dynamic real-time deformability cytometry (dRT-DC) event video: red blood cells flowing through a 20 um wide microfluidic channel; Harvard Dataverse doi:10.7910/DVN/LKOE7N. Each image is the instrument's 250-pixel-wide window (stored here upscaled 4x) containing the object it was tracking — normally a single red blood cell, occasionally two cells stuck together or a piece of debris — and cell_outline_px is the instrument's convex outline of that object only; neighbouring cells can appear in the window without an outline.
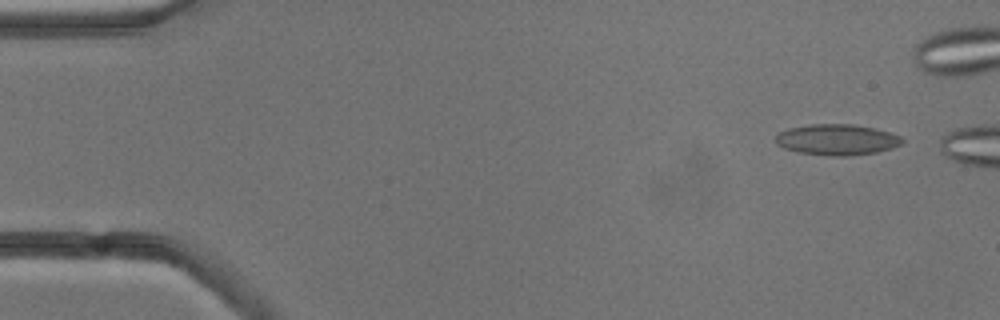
{"species": "common noctule bat (a hibernating species)", "species_latin": "Nyctalus noctula", "temperature_condition": "cold", "stored_images_in_passage": 2, "camera_frame_rate_fps": 3000, "um_per_image_px": 0.085, "animal": {"sex": "male", "body_mass_g": 13.3}, "frame": {"image": 1, "passage_image": 1, "time_ms": 0.0, "image_size_px": [1000, 320], "cell_outline_px": [[904, 140], [900, 144], [892, 148], [876, 152], [844, 156], [832, 156], [800, 152], [784, 148], [776, 144], [776, 136], [780, 132], [788, 128], [812, 124], [852, 124], [872, 128], [888, 132], [900, 136]], "centroid_in_image_um": [71.12, 11.87], "position_along_channel_um": 13.9, "area_um2": 22.48}}